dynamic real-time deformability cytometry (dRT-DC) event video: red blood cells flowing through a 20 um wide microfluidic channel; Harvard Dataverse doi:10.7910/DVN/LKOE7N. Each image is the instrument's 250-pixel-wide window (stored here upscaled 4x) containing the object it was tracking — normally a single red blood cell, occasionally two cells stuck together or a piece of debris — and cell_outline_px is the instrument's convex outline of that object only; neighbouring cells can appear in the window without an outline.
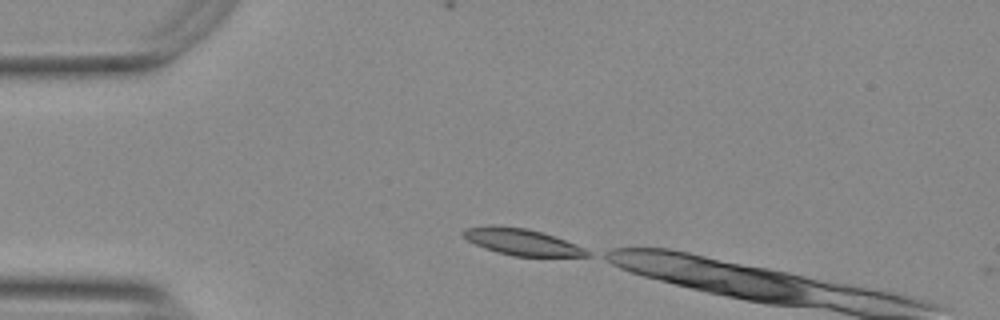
{"species": "Egyptian fruit bat (a non-hibernating species)", "species_latin": "Rousettus aegyptiacus", "temperature_condition": "warm", "stored_images_in_passage": 2, "camera_frame_rate_fps": 3000, "um_per_image_px": 0.085, "animal": {"sex": "female"}, "frame": {"image": 1, "passage_image": 1, "time_ms": 0.0, "image_size_px": [1000, 320], "cell_outline_px": [[592, 256], [512, 256], [496, 252], [484, 248], [468, 240], [460, 232], [464, 228], [488, 224], [492, 224], [524, 228], [540, 232], [564, 240], [584, 248], [592, 252]], "centroid_in_image_um": [44.3, 20.55], "position_along_channel_um": 40.7, "area_um2": 19.07}}